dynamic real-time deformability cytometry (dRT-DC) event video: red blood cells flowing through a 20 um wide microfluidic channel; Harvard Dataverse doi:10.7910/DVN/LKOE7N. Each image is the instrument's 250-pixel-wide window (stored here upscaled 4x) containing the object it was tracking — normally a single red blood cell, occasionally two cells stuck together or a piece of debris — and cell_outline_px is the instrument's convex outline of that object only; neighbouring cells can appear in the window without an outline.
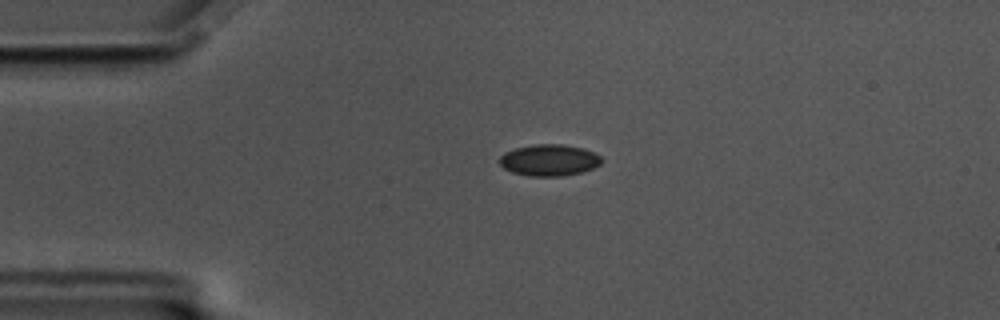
{"species": "common noctule bat (a hibernating species)", "species_latin": "Nyctalus noctula", "temperature_condition": "cold", "stored_images_in_passage": 46, "camera_frame_rate_fps": 3000, "um_per_image_px": 0.085, "animal": {"sex": "male", "body_mass_g": 17.5, "forearm_length_mm": 52.3}, "frame": {"image": 1, "passage_image": 2, "time_ms": 0.333, "image_size_px": [1000, 320], "cell_outline_px": [[604, 160], [600, 164], [592, 168], [580, 172], [564, 176], [528, 176], [512, 172], [504, 168], [500, 164], [500, 156], [504, 152], [516, 148], [536, 144], [564, 144], [584, 148], [596, 152]], "centroid_in_image_um": [46.71, 13.6], "position_along_channel_um": 38.3, "area_um2": 18.84}}
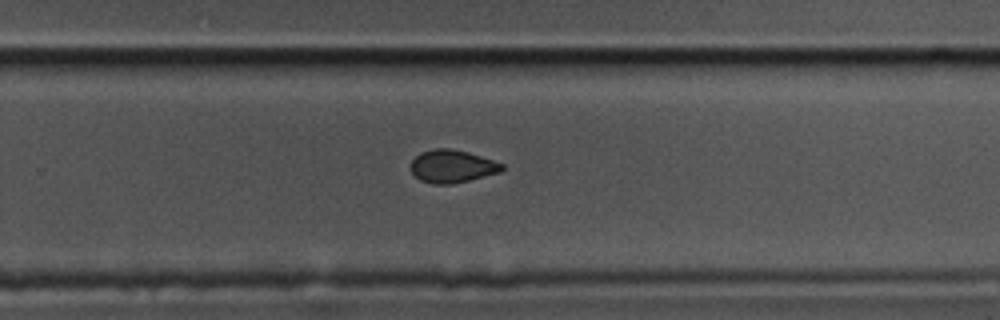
{"frame": {"image": 2, "passage_image": 26, "time_ms": 8.333, "image_size_px": [1000, 320], "cell_outline_px": [[504, 168], [500, 172], [452, 184], [432, 184], [420, 180], [412, 172], [412, 160], [420, 152], [432, 148], [452, 148], [468, 152], [504, 164]], "centroid_in_image_um": [38.42, 14.12], "position_along_channel_um": 291.4, "area_um2": 17.34}}
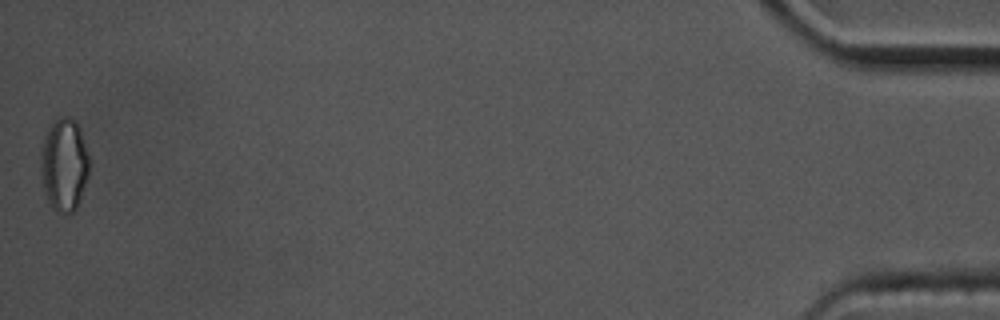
{"frame": {"image": 3, "passage_image": 46, "time_ms": 15.0, "image_size_px": [1000, 320], "cell_outline_px": [[92, 160], [88, 176], [80, 200], [76, 208], [72, 212], [56, 212], [52, 208], [44, 192], [40, 172], [40, 152], [44, 140], [52, 124], [60, 116], [68, 116], [76, 120], [80, 128]], "centroid_in_image_um": [5.48, 13.99], "position_along_channel_um": 429.7, "area_um2": 26.7}, "authors_computed_cell_mechanics": {"area_um2": 18.3804, "velocity_mm_per_s": 3.5146, "shape_relaxation_time_tau1_ms": 4.8055, "shape_relaxation_time_tau2_ms": null, "deformation_change_tau1": 0.0895, "deformation_change_tau2": null}}